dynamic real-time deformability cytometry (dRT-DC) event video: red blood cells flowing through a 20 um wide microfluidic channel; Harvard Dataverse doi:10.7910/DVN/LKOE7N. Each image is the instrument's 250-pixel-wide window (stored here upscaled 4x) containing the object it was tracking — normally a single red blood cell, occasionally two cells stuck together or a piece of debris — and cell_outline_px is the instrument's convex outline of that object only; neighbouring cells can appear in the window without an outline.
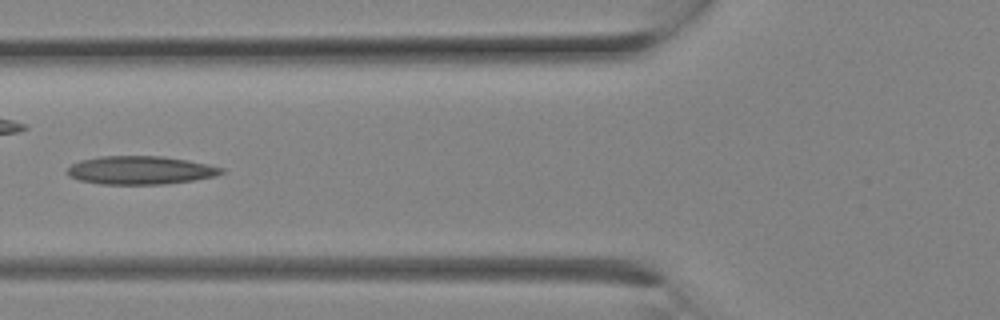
{"species": "Egyptian fruit bat (a non-hibernating species)", "species_latin": "Rousettus aegyptiacus", "temperature_condition": "room temperature", "stored_images_in_passage": 11, "camera_frame_rate_fps": 3000, "um_per_image_px": 0.085, "animal": {"sex": "female"}, "frame": {"image": 1, "passage_image": 10, "time_ms": 3.0, "image_size_px": [1000, 320], "cell_outline_px": [[224, 172], [216, 176], [192, 180], [164, 184], [100, 184], [80, 180], [68, 176], [68, 168], [72, 164], [80, 160], [100, 156], [164, 156], [188, 160], [208, 164], [224, 168]], "centroid_in_image_um": [11.94, 14.46], "position_along_channel_um": 113.9, "area_um2": 25.43}}